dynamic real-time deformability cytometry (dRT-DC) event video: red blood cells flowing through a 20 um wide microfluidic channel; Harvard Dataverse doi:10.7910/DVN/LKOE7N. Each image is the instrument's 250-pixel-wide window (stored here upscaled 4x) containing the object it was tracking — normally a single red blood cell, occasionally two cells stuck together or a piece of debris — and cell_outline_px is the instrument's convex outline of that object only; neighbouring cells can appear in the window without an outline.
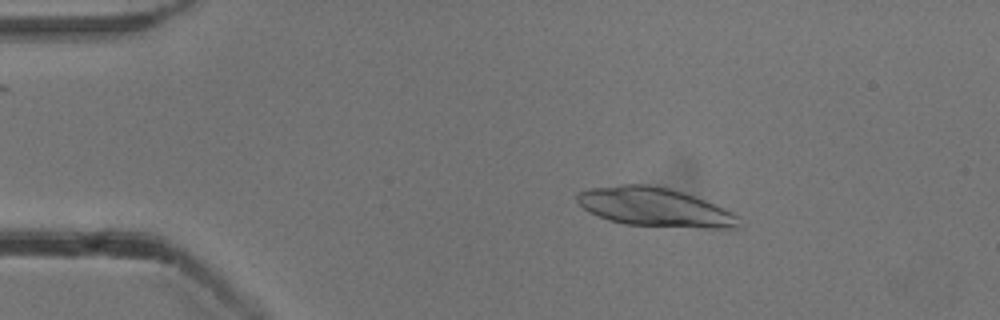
{"species": "common noctule bat (a hibernating species)", "species_latin": "Nyctalus noctula", "temperature_condition": "cold", "stored_images_in_passage": 12, "camera_frame_rate_fps": 3000, "um_per_image_px": 0.085, "animal": {"sex": "male", "body_mass_g": 13.3}, "frame": {"image": 1, "passage_image": 5, "time_ms": 1.333, "image_size_px": [1000, 320], "cell_outline_px": [[740, 228], [700, 228], [624, 224], [608, 220], [588, 212], [576, 200], [576, 196], [580, 192], [592, 188], [620, 184], [644, 184], [668, 188], [684, 192], [704, 200], [732, 212], [736, 216]], "centroid_in_image_um": [55.63, 17.61], "position_along_channel_um": 29.4, "area_um2": 36.3}}